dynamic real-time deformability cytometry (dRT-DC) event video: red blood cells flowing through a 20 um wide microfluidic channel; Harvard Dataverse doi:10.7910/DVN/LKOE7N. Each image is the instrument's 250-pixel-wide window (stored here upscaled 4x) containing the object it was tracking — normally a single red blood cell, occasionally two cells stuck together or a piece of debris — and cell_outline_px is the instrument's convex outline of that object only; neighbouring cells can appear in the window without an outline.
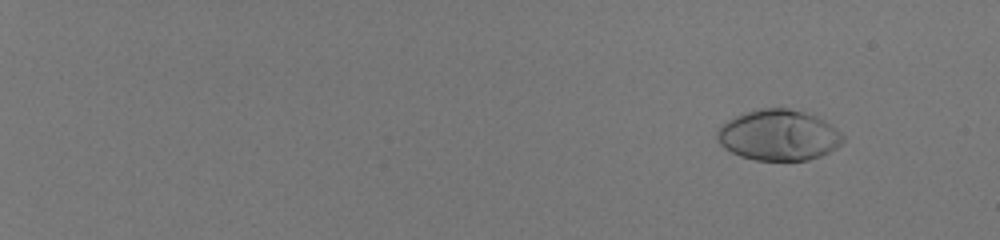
{"species": "human", "species_latin": "Homo sapiens", "temperature_condition": "room temperature", "stored_images_in_passage": 59, "camera_frame_rate_fps": 3000, "um_per_image_px": 0.085, "donor": {"sex": "male"}, "frame": {"image": 1, "passage_image": 8, "time_ms": 2.333, "image_size_px": [1000, 240], "cell_outline_px": [[844, 140], [836, 148], [820, 156], [808, 160], [756, 160], [740, 156], [724, 148], [716, 140], [716, 132], [720, 124], [744, 112], [760, 108], [788, 108], [804, 112], [816, 116], [824, 120], [840, 132], [844, 136]], "centroid_in_image_um": [66.14, 11.48], "position_along_channel_um": 18.9, "area_um2": 37.28}}
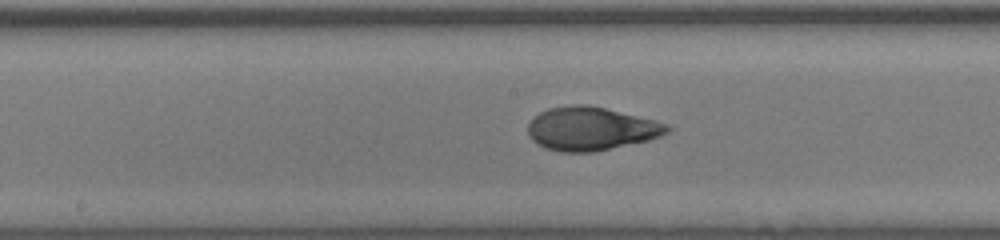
{"frame": {"image": 2, "passage_image": 38, "time_ms": 12.333, "image_size_px": [1000, 240], "cell_outline_px": [[672, 128], [668, 132], [660, 136], [648, 140], [592, 152], [560, 152], [544, 148], [536, 144], [528, 136], [528, 124], [532, 116], [548, 108], [572, 104], [588, 104], [656, 120], [668, 124]], "centroid_in_image_um": [50.19, 10.93], "position_along_channel_um": 198.0, "area_um2": 35.49}}
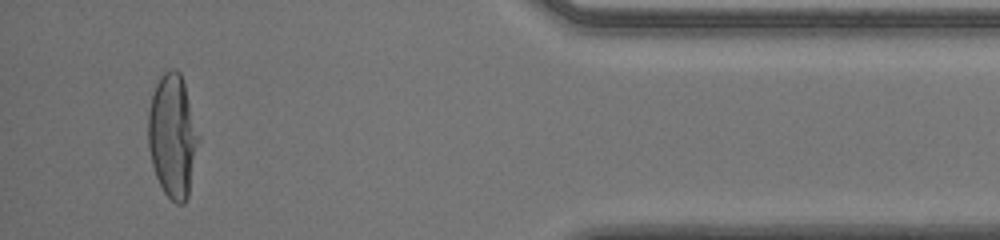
{"frame": {"image": 3, "passage_image": 57, "time_ms": 18.667, "image_size_px": [1000, 240], "cell_outline_px": [[200, 140], [188, 196], [184, 204], [176, 204], [164, 192], [156, 176], [152, 164], [148, 148], [148, 108], [152, 92], [160, 76], [164, 72], [172, 68], [176, 68], [180, 72], [184, 84], [200, 136]], "centroid_in_image_um": [14.67, 11.55], "position_along_channel_um": 420.5, "area_um2": 36.47}, "authors_computed_cell_mechanics": {"area_um2": 35.1424, "velocity_mm_per_s": 4.0514, "shape_relaxation_time_tau1_ms": 4.2466, "shape_relaxation_time_tau2_ms": null, "deformation_change_tau1": 0.2311, "deformation_change_tau2": null}}